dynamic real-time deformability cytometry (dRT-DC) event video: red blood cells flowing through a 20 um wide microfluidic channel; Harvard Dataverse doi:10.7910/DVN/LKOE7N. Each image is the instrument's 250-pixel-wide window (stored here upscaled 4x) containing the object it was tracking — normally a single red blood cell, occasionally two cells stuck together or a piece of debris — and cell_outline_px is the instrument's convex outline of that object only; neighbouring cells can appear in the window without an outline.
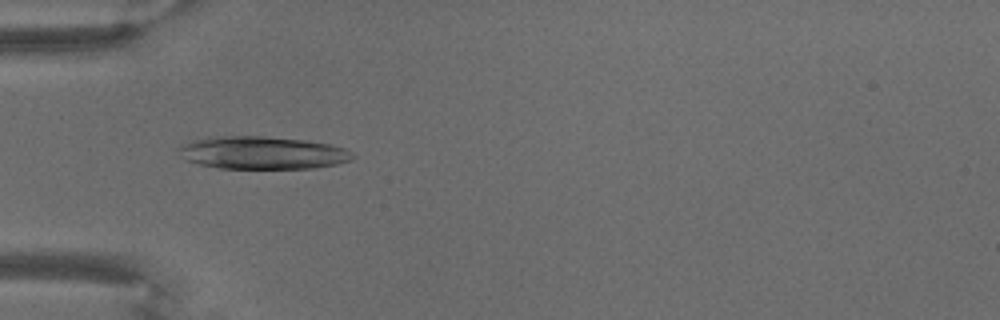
{"species": "common noctule bat (a hibernating species)", "species_latin": "Nyctalus noctula", "temperature_condition": "warm", "stored_images_in_passage": 71, "camera_frame_rate_fps": 3000, "um_per_image_px": 0.085, "animal": {"sex": "male", "body_mass_g": 18.8}, "frame": {"image": 1, "passage_image": 23, "time_ms": 7.333, "image_size_px": [1000, 320], "cell_outline_px": [[356, 156], [352, 160], [336, 164], [316, 168], [220, 168], [200, 164], [188, 160], [176, 148], [180, 144], [192, 140], [208, 136], [264, 136], [308, 140], [332, 144], [344, 148], [352, 152]], "centroid_in_image_um": [22.34, 12.97], "position_along_channel_um": 62.7, "area_um2": 33.41}}
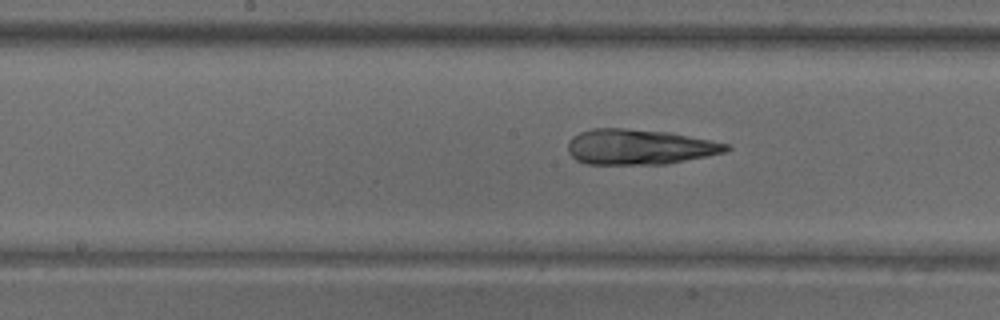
{"frame": {"image": 2, "passage_image": 37, "time_ms": 12.0, "image_size_px": [1000, 320], "cell_outline_px": [[732, 148], [724, 152], [664, 164], [588, 164], [576, 160], [568, 152], [568, 140], [572, 136], [580, 132], [592, 128], [624, 128], [668, 132], [728, 144]], "centroid_in_image_um": [54.27, 12.48], "position_along_channel_um": 193.9, "area_um2": 32.31}}
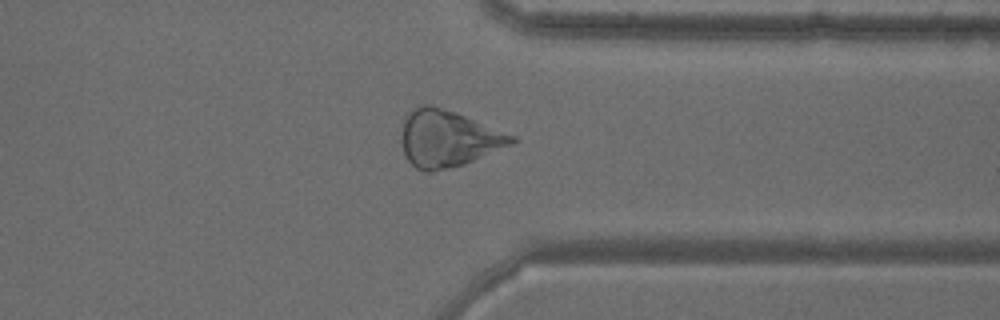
{"frame": {"image": 3, "passage_image": 56, "time_ms": 18.333, "image_size_px": [1000, 320], "cell_outline_px": [[516, 140], [512, 144], [464, 164], [428, 172], [424, 172], [416, 168], [408, 160], [404, 152], [400, 140], [400, 136], [404, 120], [408, 112], [412, 108], [420, 104], [432, 104], [456, 112], [516, 136]], "centroid_in_image_um": [38.04, 11.75], "position_along_channel_um": 373.4, "area_um2": 36.36}}